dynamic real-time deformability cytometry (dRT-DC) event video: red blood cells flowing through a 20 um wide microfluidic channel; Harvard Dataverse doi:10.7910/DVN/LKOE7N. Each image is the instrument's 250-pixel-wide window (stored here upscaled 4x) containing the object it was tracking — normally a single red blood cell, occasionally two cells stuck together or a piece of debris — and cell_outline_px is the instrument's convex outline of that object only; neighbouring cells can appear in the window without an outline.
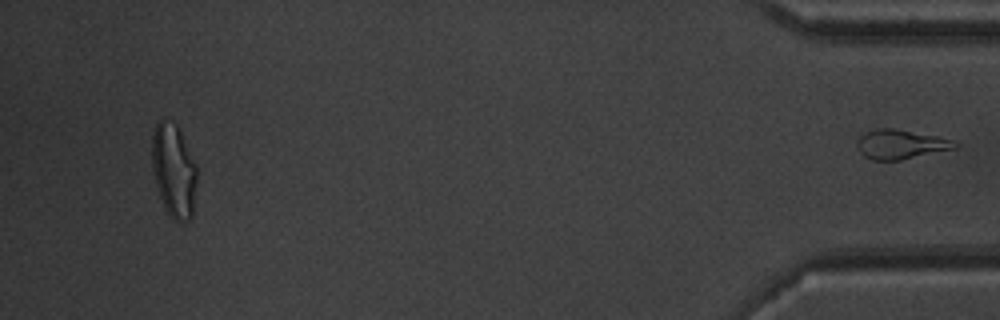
{"species": "common noctule bat (a hibernating species)", "species_latin": "Nyctalus noctula", "temperature_condition": "warm", "stored_images_in_passage": 39, "segment_of_instrument_passage": [2, 2], "camera_frame_rate_fps": 3000, "um_per_image_px": 0.085, "animal": {"sex": "male", "body_mass_g": 20.1, "forearm_length_mm": 53.5}, "frame": {"image": 1, "passage_image": 39, "time_ms": 12.667, "image_size_px": [1000, 320], "cell_outline_px": [[956, 148], [900, 160], [872, 160], [864, 156], [860, 152], [860, 136], [864, 132], [876, 128], [892, 128], [940, 136], [952, 140], [956, 144]], "centroid_in_image_um": [76.57, 12.26], "position_along_channel_um": 358.6, "area_um2": 16.47}}